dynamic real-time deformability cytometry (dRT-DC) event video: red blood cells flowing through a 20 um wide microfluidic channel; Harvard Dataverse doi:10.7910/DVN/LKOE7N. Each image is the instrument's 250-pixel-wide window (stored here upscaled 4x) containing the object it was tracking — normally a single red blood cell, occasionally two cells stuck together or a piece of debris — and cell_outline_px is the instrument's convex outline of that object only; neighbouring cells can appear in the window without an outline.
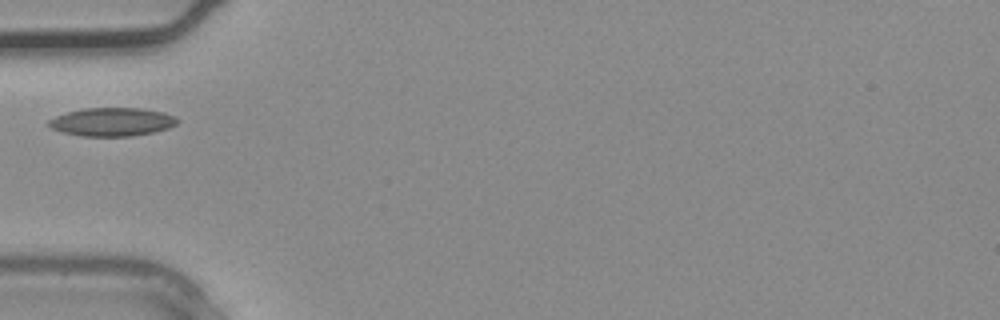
{"species": "common noctule bat (a hibernating species)", "species_latin": "Nyctalus noctula", "temperature_condition": "warm", "stored_images_in_passage": 2, "camera_frame_rate_fps": 3000, "um_per_image_px": 0.085, "animal": {"sex": "male", "body_mass_g": 20.4}, "frame": {"image": 1, "passage_image": 2, "time_ms": 0.333, "image_size_px": [1000, 320], "cell_outline_px": [[180, 120], [176, 124], [168, 128], [152, 132], [132, 136], [80, 136], [64, 132], [52, 128], [48, 124], [48, 120], [56, 116], [68, 112], [84, 108], [140, 108], [164, 112], [176, 116]], "centroid_in_image_um": [9.56, 10.35], "position_along_channel_um": 75.4, "area_um2": 21.21}}